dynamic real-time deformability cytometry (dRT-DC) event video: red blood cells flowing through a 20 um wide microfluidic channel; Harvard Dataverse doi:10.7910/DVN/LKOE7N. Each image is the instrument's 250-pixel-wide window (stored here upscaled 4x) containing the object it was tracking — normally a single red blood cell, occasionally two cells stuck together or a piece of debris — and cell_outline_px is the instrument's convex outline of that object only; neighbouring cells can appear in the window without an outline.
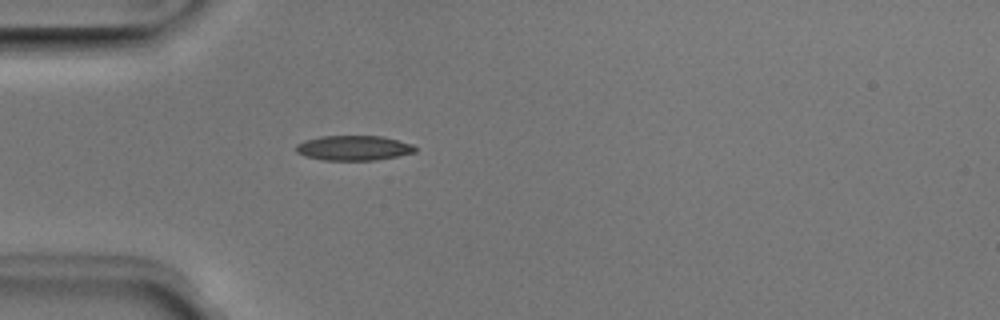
{"species": "Egyptian fruit bat (a non-hibernating species)", "species_latin": "Rousettus aegyptiacus", "temperature_condition": "room temperature", "stored_images_in_passage": 32, "camera_frame_rate_fps": 3000, "um_per_image_px": 0.085, "animal": {"sex": "male"}, "frame": {"image": 1, "passage_image": 2, "time_ms": 0.333, "image_size_px": [1000, 320], "cell_outline_px": [[416, 152], [396, 156], [372, 160], [324, 160], [304, 156], [296, 152], [296, 144], [304, 140], [320, 136], [380, 136], [412, 144], [416, 148]], "centroid_in_image_um": [30.01, 12.57], "position_along_channel_um": 55.0, "area_um2": 17.17}}
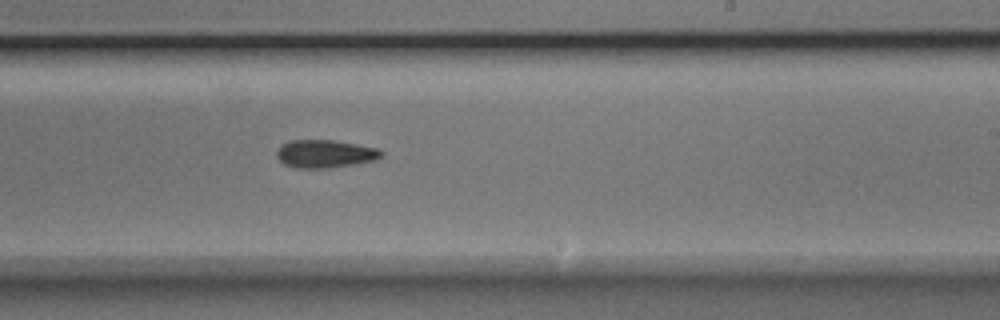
{"frame": {"image": 2, "passage_image": 18, "time_ms": 5.667, "image_size_px": [1000, 320], "cell_outline_px": [[384, 152], [376, 160], [328, 168], [296, 168], [284, 164], [276, 156], [276, 152], [280, 144], [292, 140], [332, 140], [356, 144], [376, 148]], "centroid_in_image_um": [27.58, 13.07], "position_along_channel_um": 261.4, "area_um2": 16.94}}
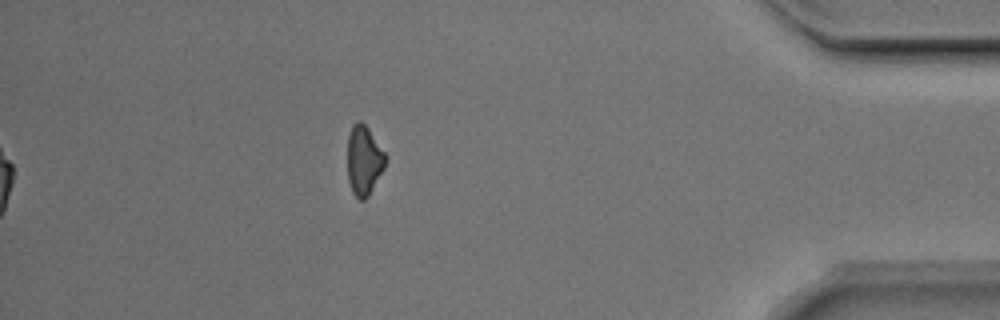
{"frame": {"image": 3, "passage_image": 32, "time_ms": 10.333, "image_size_px": [1000, 320], "cell_outline_px": [[388, 156], [384, 168], [368, 196], [364, 200], [360, 200], [352, 192], [348, 180], [348, 132], [352, 124], [356, 120], [360, 120], [368, 128]], "centroid_in_image_um": [30.93, 13.59], "position_along_channel_um": 404.3, "area_um2": 15.55}, "authors_computed_cell_mechanics": {"area_um2": 16.7909, "velocity_mm_per_s": 4.0061, "shape_relaxation_time_tau1_ms": 2.9387, "shape_relaxation_time_tau2_ms": null, "deformation_change_tau1": 0.1507, "deformation_change_tau2": null}}